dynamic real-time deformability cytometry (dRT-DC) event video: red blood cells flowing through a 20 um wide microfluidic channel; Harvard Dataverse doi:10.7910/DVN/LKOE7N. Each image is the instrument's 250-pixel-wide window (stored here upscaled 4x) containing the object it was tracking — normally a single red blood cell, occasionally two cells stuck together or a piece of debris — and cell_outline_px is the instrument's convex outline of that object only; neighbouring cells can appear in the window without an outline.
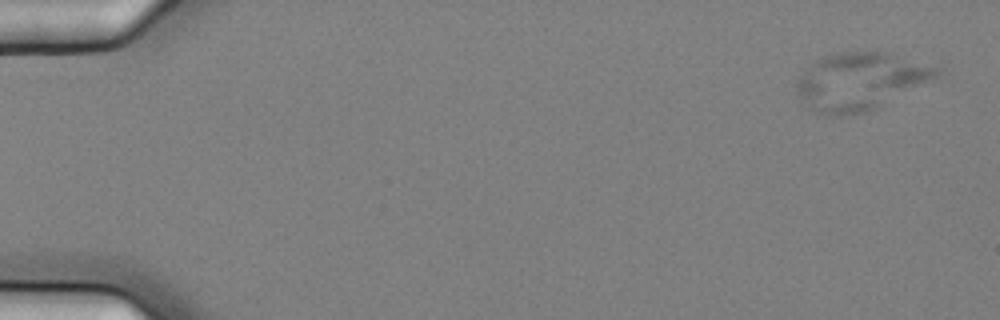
{"species": "common noctule bat (a hibernating species)", "species_latin": "Nyctalus noctula", "temperature_condition": "cold", "stored_images_in_passage": 9, "camera_frame_rate_fps": 3000, "um_per_image_px": 0.085, "animal": {"sex": "female", "body_mass_g": 25.1}, "frame": {"image": 1, "passage_image": 1, "time_ms": 0.0, "image_size_px": [1000, 320], "cell_outline_px": [[944, 68], [940, 76], [864, 112], [840, 116], [828, 116], [816, 112], [796, 92], [796, 80], [816, 60], [824, 56], [840, 52], [892, 52]], "centroid_in_image_um": [73.17, 6.87], "position_along_channel_um": 11.8, "area_um2": 46.36}}
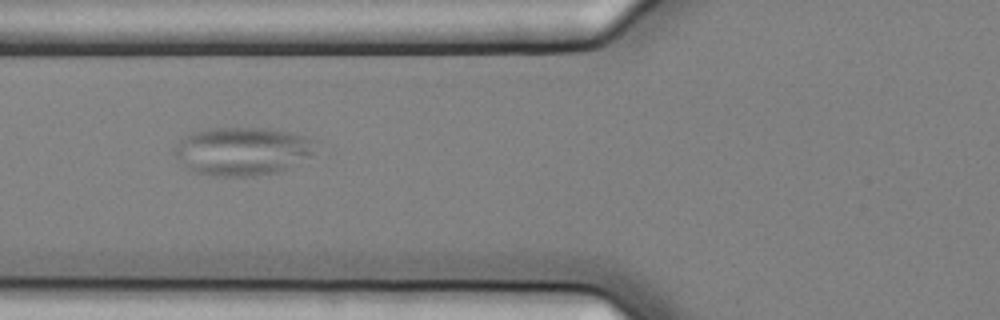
{"frame": {"image": 2, "passage_image": 6, "time_ms": 1.667, "image_size_px": [1000, 320], "cell_outline_px": [[320, 140], [312, 156], [280, 172], [256, 176], [212, 176], [196, 172], [188, 168], [172, 152], [172, 148], [188, 132], [208, 128], [264, 128], [292, 132]], "centroid_in_image_um": [20.65, 12.84], "position_along_channel_um": 105.2, "area_um2": 40.46}}
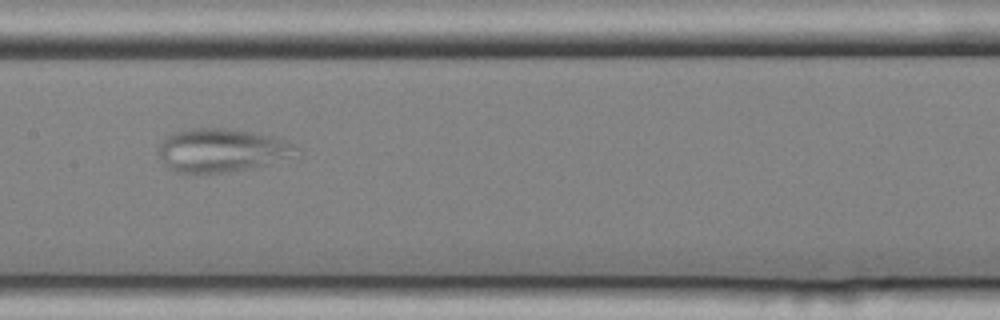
{"frame": {"image": 3, "passage_image": 8, "time_ms": 2.333, "image_size_px": [1000, 320], "cell_outline_px": [[300, 148], [268, 164], [224, 172], [176, 172], [160, 156], [160, 144], [172, 132], [192, 128], [228, 128], [280, 136], [296, 144]], "centroid_in_image_um": [18.87, 12.72], "position_along_channel_um": 188.5, "area_um2": 34.04}}